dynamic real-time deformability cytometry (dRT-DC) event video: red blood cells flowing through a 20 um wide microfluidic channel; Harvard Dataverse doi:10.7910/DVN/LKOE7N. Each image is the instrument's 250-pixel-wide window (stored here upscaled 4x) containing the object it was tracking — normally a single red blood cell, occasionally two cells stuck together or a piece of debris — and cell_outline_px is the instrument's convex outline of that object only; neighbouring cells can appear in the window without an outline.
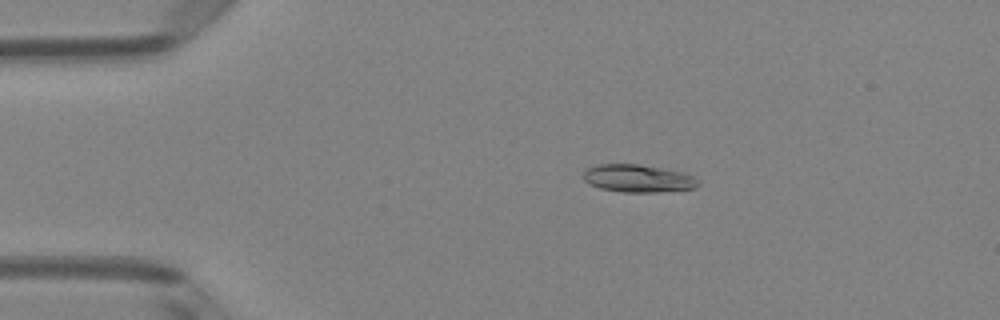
{"species": "Egyptian fruit bat (a non-hibernating species)", "species_latin": "Rousettus aegyptiacus", "temperature_condition": "room temperature", "stored_images_in_passage": 6, "camera_frame_rate_fps": 3000, "um_per_image_px": 0.085, "animal": {"sex": "female"}, "frame": {"image": 1, "passage_image": 3, "time_ms": 0.667, "image_size_px": [1000, 320], "cell_outline_px": [[700, 184], [696, 188], [656, 192], [620, 192], [600, 188], [588, 184], [584, 180], [584, 172], [588, 168], [596, 164], [636, 164], [684, 172], [700, 180]], "centroid_in_image_um": [54.24, 15.17], "position_along_channel_um": 30.8, "area_um2": 18.55}}
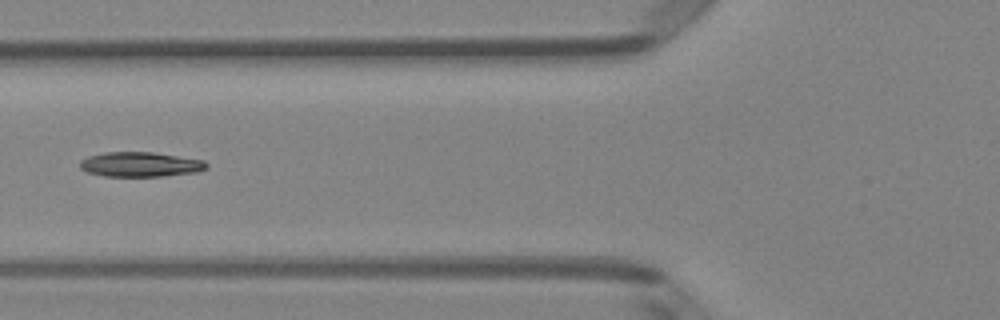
{"frame": {"image": 2, "passage_image": 5, "time_ms": 1.333, "image_size_px": [1000, 320], "cell_outline_px": [[208, 168], [196, 172], [164, 176], [104, 176], [88, 172], [80, 168], [80, 160], [88, 156], [104, 152], [152, 152], [204, 160], [208, 164]], "centroid_in_image_um": [11.93, 13.97], "position_along_channel_um": 113.9, "area_um2": 18.26}}
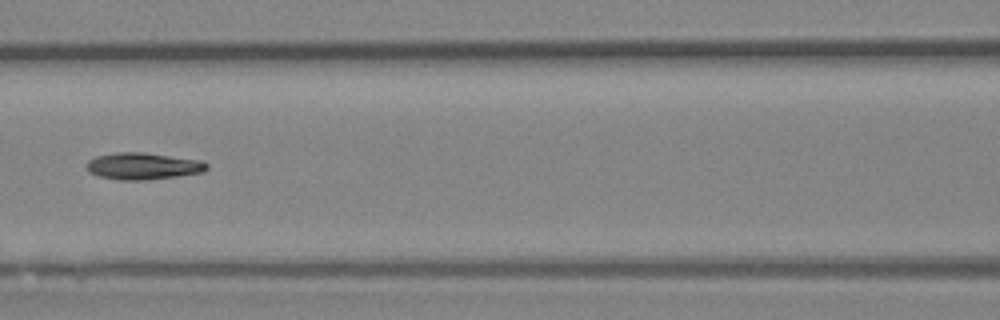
{"frame": {"image": 3, "passage_image": 6, "time_ms": 1.667, "image_size_px": [1000, 320], "cell_outline_px": [[208, 168], [204, 172], [148, 180], [116, 180], [100, 176], [88, 172], [88, 160], [96, 156], [116, 152], [140, 152], [200, 160], [208, 164]], "centroid_in_image_um": [12.15, 14.12], "position_along_channel_um": 154.4, "area_um2": 18.67}}